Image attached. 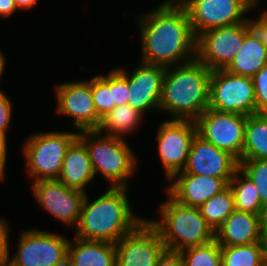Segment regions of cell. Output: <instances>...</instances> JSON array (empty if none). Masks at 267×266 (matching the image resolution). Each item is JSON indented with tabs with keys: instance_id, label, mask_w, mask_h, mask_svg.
I'll list each match as a JSON object with an SVG mask.
<instances>
[{
	"instance_id": "1",
	"label": "cell",
	"mask_w": 267,
	"mask_h": 266,
	"mask_svg": "<svg viewBox=\"0 0 267 266\" xmlns=\"http://www.w3.org/2000/svg\"><path fill=\"white\" fill-rule=\"evenodd\" d=\"M145 13L136 17L142 63L169 67L196 59V37L178 0H165Z\"/></svg>"
},
{
	"instance_id": "2",
	"label": "cell",
	"mask_w": 267,
	"mask_h": 266,
	"mask_svg": "<svg viewBox=\"0 0 267 266\" xmlns=\"http://www.w3.org/2000/svg\"><path fill=\"white\" fill-rule=\"evenodd\" d=\"M128 189L129 186L110 187L91 202L86 193L75 236L83 240L115 244L132 232L146 218L137 217L133 213Z\"/></svg>"
},
{
	"instance_id": "3",
	"label": "cell",
	"mask_w": 267,
	"mask_h": 266,
	"mask_svg": "<svg viewBox=\"0 0 267 266\" xmlns=\"http://www.w3.org/2000/svg\"><path fill=\"white\" fill-rule=\"evenodd\" d=\"M211 72L197 59L166 67L160 110L167 112L170 119L195 121L209 106Z\"/></svg>"
},
{
	"instance_id": "4",
	"label": "cell",
	"mask_w": 267,
	"mask_h": 266,
	"mask_svg": "<svg viewBox=\"0 0 267 266\" xmlns=\"http://www.w3.org/2000/svg\"><path fill=\"white\" fill-rule=\"evenodd\" d=\"M165 193L168 199L159 205L160 220L149 218L148 221L160 233L167 250L180 252L215 240V231L206 222L199 207L182 205Z\"/></svg>"
},
{
	"instance_id": "5",
	"label": "cell",
	"mask_w": 267,
	"mask_h": 266,
	"mask_svg": "<svg viewBox=\"0 0 267 266\" xmlns=\"http://www.w3.org/2000/svg\"><path fill=\"white\" fill-rule=\"evenodd\" d=\"M78 138L88 149L95 177L100 173L110 187L127 188L138 165L137 156L128 141L103 135L98 130L79 131Z\"/></svg>"
},
{
	"instance_id": "6",
	"label": "cell",
	"mask_w": 267,
	"mask_h": 266,
	"mask_svg": "<svg viewBox=\"0 0 267 266\" xmlns=\"http://www.w3.org/2000/svg\"><path fill=\"white\" fill-rule=\"evenodd\" d=\"M78 132L47 131L30 135L22 146L32 181L58 179L65 153Z\"/></svg>"
},
{
	"instance_id": "7",
	"label": "cell",
	"mask_w": 267,
	"mask_h": 266,
	"mask_svg": "<svg viewBox=\"0 0 267 266\" xmlns=\"http://www.w3.org/2000/svg\"><path fill=\"white\" fill-rule=\"evenodd\" d=\"M208 108L245 116L256 114L252 78L234 75L225 69L213 70L209 80Z\"/></svg>"
},
{
	"instance_id": "8",
	"label": "cell",
	"mask_w": 267,
	"mask_h": 266,
	"mask_svg": "<svg viewBox=\"0 0 267 266\" xmlns=\"http://www.w3.org/2000/svg\"><path fill=\"white\" fill-rule=\"evenodd\" d=\"M186 9L192 31L197 37L212 28L245 21L246 13L260 0H178Z\"/></svg>"
},
{
	"instance_id": "9",
	"label": "cell",
	"mask_w": 267,
	"mask_h": 266,
	"mask_svg": "<svg viewBox=\"0 0 267 266\" xmlns=\"http://www.w3.org/2000/svg\"><path fill=\"white\" fill-rule=\"evenodd\" d=\"M18 249L9 259L15 266H67L68 237L49 231L21 232Z\"/></svg>"
},
{
	"instance_id": "10",
	"label": "cell",
	"mask_w": 267,
	"mask_h": 266,
	"mask_svg": "<svg viewBox=\"0 0 267 266\" xmlns=\"http://www.w3.org/2000/svg\"><path fill=\"white\" fill-rule=\"evenodd\" d=\"M247 116L208 108L196 120L197 134L238 161L242 157Z\"/></svg>"
},
{
	"instance_id": "11",
	"label": "cell",
	"mask_w": 267,
	"mask_h": 266,
	"mask_svg": "<svg viewBox=\"0 0 267 266\" xmlns=\"http://www.w3.org/2000/svg\"><path fill=\"white\" fill-rule=\"evenodd\" d=\"M196 134L197 126L193 120L167 119L161 122L156 138L159 158L167 180L184 169Z\"/></svg>"
},
{
	"instance_id": "12",
	"label": "cell",
	"mask_w": 267,
	"mask_h": 266,
	"mask_svg": "<svg viewBox=\"0 0 267 266\" xmlns=\"http://www.w3.org/2000/svg\"><path fill=\"white\" fill-rule=\"evenodd\" d=\"M245 21L202 32L196 37V59L211 71L225 69L243 46Z\"/></svg>"
},
{
	"instance_id": "13",
	"label": "cell",
	"mask_w": 267,
	"mask_h": 266,
	"mask_svg": "<svg viewBox=\"0 0 267 266\" xmlns=\"http://www.w3.org/2000/svg\"><path fill=\"white\" fill-rule=\"evenodd\" d=\"M36 202L57 220L74 229L77 227L86 193L64 185L58 179L31 183Z\"/></svg>"
},
{
	"instance_id": "14",
	"label": "cell",
	"mask_w": 267,
	"mask_h": 266,
	"mask_svg": "<svg viewBox=\"0 0 267 266\" xmlns=\"http://www.w3.org/2000/svg\"><path fill=\"white\" fill-rule=\"evenodd\" d=\"M115 248V266H155L166 249L160 233L148 219L115 243Z\"/></svg>"
},
{
	"instance_id": "15",
	"label": "cell",
	"mask_w": 267,
	"mask_h": 266,
	"mask_svg": "<svg viewBox=\"0 0 267 266\" xmlns=\"http://www.w3.org/2000/svg\"><path fill=\"white\" fill-rule=\"evenodd\" d=\"M56 113L70 116L79 131L97 130L101 118L97 115L92 98V78L84 81H70L57 84Z\"/></svg>"
},
{
	"instance_id": "16",
	"label": "cell",
	"mask_w": 267,
	"mask_h": 266,
	"mask_svg": "<svg viewBox=\"0 0 267 266\" xmlns=\"http://www.w3.org/2000/svg\"><path fill=\"white\" fill-rule=\"evenodd\" d=\"M239 169V161L227 151L217 148L198 134L192 140L187 163L178 173L223 178L230 182Z\"/></svg>"
},
{
	"instance_id": "17",
	"label": "cell",
	"mask_w": 267,
	"mask_h": 266,
	"mask_svg": "<svg viewBox=\"0 0 267 266\" xmlns=\"http://www.w3.org/2000/svg\"><path fill=\"white\" fill-rule=\"evenodd\" d=\"M128 80V101L132 108L143 115L150 110L160 111L162 82L166 67L139 62L133 73L117 68Z\"/></svg>"
},
{
	"instance_id": "18",
	"label": "cell",
	"mask_w": 267,
	"mask_h": 266,
	"mask_svg": "<svg viewBox=\"0 0 267 266\" xmlns=\"http://www.w3.org/2000/svg\"><path fill=\"white\" fill-rule=\"evenodd\" d=\"M165 191L178 203L200 207L212 196L224 190L228 183L223 178L188 173H176Z\"/></svg>"
},
{
	"instance_id": "19",
	"label": "cell",
	"mask_w": 267,
	"mask_h": 266,
	"mask_svg": "<svg viewBox=\"0 0 267 266\" xmlns=\"http://www.w3.org/2000/svg\"><path fill=\"white\" fill-rule=\"evenodd\" d=\"M215 240L220 246L248 245L263 241L259 215L234 210L215 230Z\"/></svg>"
},
{
	"instance_id": "20",
	"label": "cell",
	"mask_w": 267,
	"mask_h": 266,
	"mask_svg": "<svg viewBox=\"0 0 267 266\" xmlns=\"http://www.w3.org/2000/svg\"><path fill=\"white\" fill-rule=\"evenodd\" d=\"M266 64L267 48L257 32L252 28L250 18H247L245 20L243 46L225 70L234 75L252 78Z\"/></svg>"
},
{
	"instance_id": "21",
	"label": "cell",
	"mask_w": 267,
	"mask_h": 266,
	"mask_svg": "<svg viewBox=\"0 0 267 266\" xmlns=\"http://www.w3.org/2000/svg\"><path fill=\"white\" fill-rule=\"evenodd\" d=\"M96 178L91 166L88 149L77 137L68 147L58 180L69 188L84 193L86 185Z\"/></svg>"
},
{
	"instance_id": "22",
	"label": "cell",
	"mask_w": 267,
	"mask_h": 266,
	"mask_svg": "<svg viewBox=\"0 0 267 266\" xmlns=\"http://www.w3.org/2000/svg\"><path fill=\"white\" fill-rule=\"evenodd\" d=\"M115 244L105 241L69 240L67 266H115Z\"/></svg>"
},
{
	"instance_id": "23",
	"label": "cell",
	"mask_w": 267,
	"mask_h": 266,
	"mask_svg": "<svg viewBox=\"0 0 267 266\" xmlns=\"http://www.w3.org/2000/svg\"><path fill=\"white\" fill-rule=\"evenodd\" d=\"M143 116L142 113L132 108L129 104L115 106L101 118V123L97 130L108 136L125 138L124 135L133 133L141 125L144 119Z\"/></svg>"
},
{
	"instance_id": "24",
	"label": "cell",
	"mask_w": 267,
	"mask_h": 266,
	"mask_svg": "<svg viewBox=\"0 0 267 266\" xmlns=\"http://www.w3.org/2000/svg\"><path fill=\"white\" fill-rule=\"evenodd\" d=\"M240 159H267V113L247 116Z\"/></svg>"
},
{
	"instance_id": "25",
	"label": "cell",
	"mask_w": 267,
	"mask_h": 266,
	"mask_svg": "<svg viewBox=\"0 0 267 266\" xmlns=\"http://www.w3.org/2000/svg\"><path fill=\"white\" fill-rule=\"evenodd\" d=\"M228 185L234 196L235 210L260 214V196L256 185L248 176L238 169Z\"/></svg>"
},
{
	"instance_id": "26",
	"label": "cell",
	"mask_w": 267,
	"mask_h": 266,
	"mask_svg": "<svg viewBox=\"0 0 267 266\" xmlns=\"http://www.w3.org/2000/svg\"><path fill=\"white\" fill-rule=\"evenodd\" d=\"M200 212L215 231L235 210L234 196L229 185L202 204Z\"/></svg>"
},
{
	"instance_id": "27",
	"label": "cell",
	"mask_w": 267,
	"mask_h": 266,
	"mask_svg": "<svg viewBox=\"0 0 267 266\" xmlns=\"http://www.w3.org/2000/svg\"><path fill=\"white\" fill-rule=\"evenodd\" d=\"M222 266H257L264 261L263 241L248 245L221 246Z\"/></svg>"
},
{
	"instance_id": "28",
	"label": "cell",
	"mask_w": 267,
	"mask_h": 266,
	"mask_svg": "<svg viewBox=\"0 0 267 266\" xmlns=\"http://www.w3.org/2000/svg\"><path fill=\"white\" fill-rule=\"evenodd\" d=\"M184 266H222L221 246L216 240L185 248L179 252Z\"/></svg>"
},
{
	"instance_id": "29",
	"label": "cell",
	"mask_w": 267,
	"mask_h": 266,
	"mask_svg": "<svg viewBox=\"0 0 267 266\" xmlns=\"http://www.w3.org/2000/svg\"><path fill=\"white\" fill-rule=\"evenodd\" d=\"M239 169L256 185L261 204L267 203V159H240Z\"/></svg>"
},
{
	"instance_id": "30",
	"label": "cell",
	"mask_w": 267,
	"mask_h": 266,
	"mask_svg": "<svg viewBox=\"0 0 267 266\" xmlns=\"http://www.w3.org/2000/svg\"><path fill=\"white\" fill-rule=\"evenodd\" d=\"M92 98L97 115L102 118L116 105L113 102L112 89L96 74L92 77Z\"/></svg>"
},
{
	"instance_id": "31",
	"label": "cell",
	"mask_w": 267,
	"mask_h": 266,
	"mask_svg": "<svg viewBox=\"0 0 267 266\" xmlns=\"http://www.w3.org/2000/svg\"><path fill=\"white\" fill-rule=\"evenodd\" d=\"M112 89L113 102L116 106L127 104L129 86L127 78L117 69H111L107 74L98 75Z\"/></svg>"
},
{
	"instance_id": "32",
	"label": "cell",
	"mask_w": 267,
	"mask_h": 266,
	"mask_svg": "<svg viewBox=\"0 0 267 266\" xmlns=\"http://www.w3.org/2000/svg\"><path fill=\"white\" fill-rule=\"evenodd\" d=\"M256 113H267V64L253 77Z\"/></svg>"
},
{
	"instance_id": "33",
	"label": "cell",
	"mask_w": 267,
	"mask_h": 266,
	"mask_svg": "<svg viewBox=\"0 0 267 266\" xmlns=\"http://www.w3.org/2000/svg\"><path fill=\"white\" fill-rule=\"evenodd\" d=\"M12 103L8 96L0 89V134L6 136L8 128H11Z\"/></svg>"
},
{
	"instance_id": "34",
	"label": "cell",
	"mask_w": 267,
	"mask_h": 266,
	"mask_svg": "<svg viewBox=\"0 0 267 266\" xmlns=\"http://www.w3.org/2000/svg\"><path fill=\"white\" fill-rule=\"evenodd\" d=\"M9 226L5 219L0 218V264L9 261Z\"/></svg>"
},
{
	"instance_id": "35",
	"label": "cell",
	"mask_w": 267,
	"mask_h": 266,
	"mask_svg": "<svg viewBox=\"0 0 267 266\" xmlns=\"http://www.w3.org/2000/svg\"><path fill=\"white\" fill-rule=\"evenodd\" d=\"M155 266H184V262L179 252L165 249Z\"/></svg>"
},
{
	"instance_id": "36",
	"label": "cell",
	"mask_w": 267,
	"mask_h": 266,
	"mask_svg": "<svg viewBox=\"0 0 267 266\" xmlns=\"http://www.w3.org/2000/svg\"><path fill=\"white\" fill-rule=\"evenodd\" d=\"M250 23L267 48V16L262 13L258 18H250Z\"/></svg>"
},
{
	"instance_id": "37",
	"label": "cell",
	"mask_w": 267,
	"mask_h": 266,
	"mask_svg": "<svg viewBox=\"0 0 267 266\" xmlns=\"http://www.w3.org/2000/svg\"><path fill=\"white\" fill-rule=\"evenodd\" d=\"M7 136L0 134V180L5 179L7 160Z\"/></svg>"
},
{
	"instance_id": "38",
	"label": "cell",
	"mask_w": 267,
	"mask_h": 266,
	"mask_svg": "<svg viewBox=\"0 0 267 266\" xmlns=\"http://www.w3.org/2000/svg\"><path fill=\"white\" fill-rule=\"evenodd\" d=\"M14 0H0V16L9 18L17 12Z\"/></svg>"
},
{
	"instance_id": "39",
	"label": "cell",
	"mask_w": 267,
	"mask_h": 266,
	"mask_svg": "<svg viewBox=\"0 0 267 266\" xmlns=\"http://www.w3.org/2000/svg\"><path fill=\"white\" fill-rule=\"evenodd\" d=\"M260 234L263 240L267 239V203L263 204L259 214Z\"/></svg>"
},
{
	"instance_id": "40",
	"label": "cell",
	"mask_w": 267,
	"mask_h": 266,
	"mask_svg": "<svg viewBox=\"0 0 267 266\" xmlns=\"http://www.w3.org/2000/svg\"><path fill=\"white\" fill-rule=\"evenodd\" d=\"M14 2L19 11L20 10L28 11L34 8L35 5L37 6V3L39 2V0H14Z\"/></svg>"
},
{
	"instance_id": "41",
	"label": "cell",
	"mask_w": 267,
	"mask_h": 266,
	"mask_svg": "<svg viewBox=\"0 0 267 266\" xmlns=\"http://www.w3.org/2000/svg\"><path fill=\"white\" fill-rule=\"evenodd\" d=\"M6 56L4 55V53H2V51L0 50V81L2 79V75L4 74L5 71V67H6ZM1 89V88H0Z\"/></svg>"
},
{
	"instance_id": "42",
	"label": "cell",
	"mask_w": 267,
	"mask_h": 266,
	"mask_svg": "<svg viewBox=\"0 0 267 266\" xmlns=\"http://www.w3.org/2000/svg\"><path fill=\"white\" fill-rule=\"evenodd\" d=\"M264 245V261L267 263V239L263 240Z\"/></svg>"
},
{
	"instance_id": "43",
	"label": "cell",
	"mask_w": 267,
	"mask_h": 266,
	"mask_svg": "<svg viewBox=\"0 0 267 266\" xmlns=\"http://www.w3.org/2000/svg\"><path fill=\"white\" fill-rule=\"evenodd\" d=\"M0 266H15V265L12 262L7 261V262H4L3 264H0Z\"/></svg>"
},
{
	"instance_id": "44",
	"label": "cell",
	"mask_w": 267,
	"mask_h": 266,
	"mask_svg": "<svg viewBox=\"0 0 267 266\" xmlns=\"http://www.w3.org/2000/svg\"><path fill=\"white\" fill-rule=\"evenodd\" d=\"M257 266H267V263L265 261H263L262 263H260L259 265Z\"/></svg>"
},
{
	"instance_id": "45",
	"label": "cell",
	"mask_w": 267,
	"mask_h": 266,
	"mask_svg": "<svg viewBox=\"0 0 267 266\" xmlns=\"http://www.w3.org/2000/svg\"><path fill=\"white\" fill-rule=\"evenodd\" d=\"M265 16H267V9L263 10L262 12Z\"/></svg>"
}]
</instances>
